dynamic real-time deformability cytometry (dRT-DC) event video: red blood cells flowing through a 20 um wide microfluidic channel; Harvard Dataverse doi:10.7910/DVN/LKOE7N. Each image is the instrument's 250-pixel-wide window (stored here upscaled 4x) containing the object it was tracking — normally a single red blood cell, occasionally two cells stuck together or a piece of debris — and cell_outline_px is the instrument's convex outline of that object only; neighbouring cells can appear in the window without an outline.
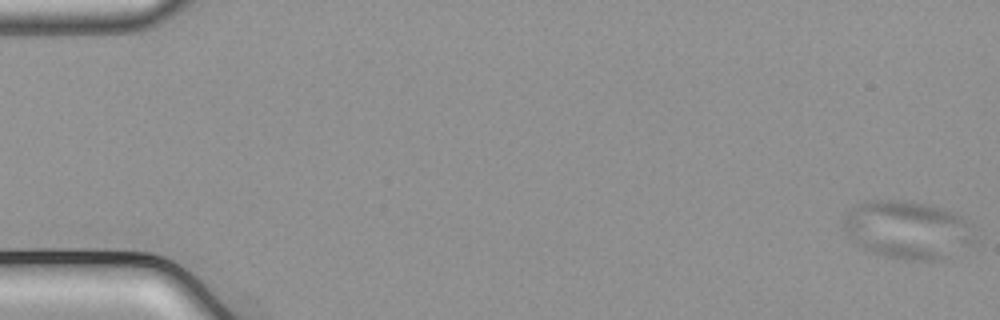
{"species": "common noctule bat (a hibernating species)", "species_latin": "Nyctalus noctula", "temperature_condition": "cold", "stored_images_in_passage": 55, "camera_frame_rate_fps": 3000, "um_per_image_px": 0.085, "animal": {"sex": "male", "body_mass_g": 21.5, "forearm_length_mm": 52.0}, "frame": {"image": 1, "passage_image": 1, "time_ms": 0.0, "image_size_px": [1000, 320], "cell_outline_px": [[976, 244], [944, 260], [912, 260], [884, 256], [872, 252], [856, 244], [844, 228], [844, 216], [856, 204], [864, 200], [904, 200], [928, 204], [944, 208], [956, 212], [968, 220], [972, 224], [976, 240]], "centroid_in_image_um": [77.24, 19.53], "position_along_channel_um": 7.8, "area_um2": 45.14}}
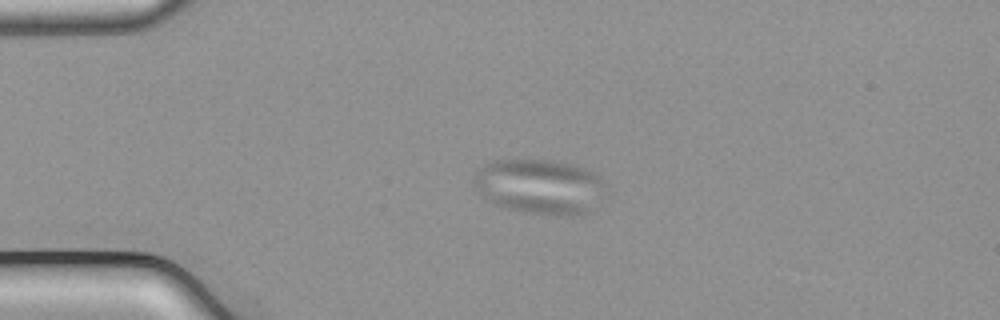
{"frame": {"image": 2, "passage_image": 14, "time_ms": 4.333, "image_size_px": [1000, 320], "cell_outline_px": [[612, 192], [596, 208], [580, 216], [552, 216], [524, 212], [504, 208], [492, 204], [476, 192], [476, 172], [484, 164], [492, 160], [552, 160], [572, 164], [584, 168], [600, 176]], "centroid_in_image_um": [46.0, 15.9], "position_along_channel_um": 39.0, "area_um2": 43.64}}
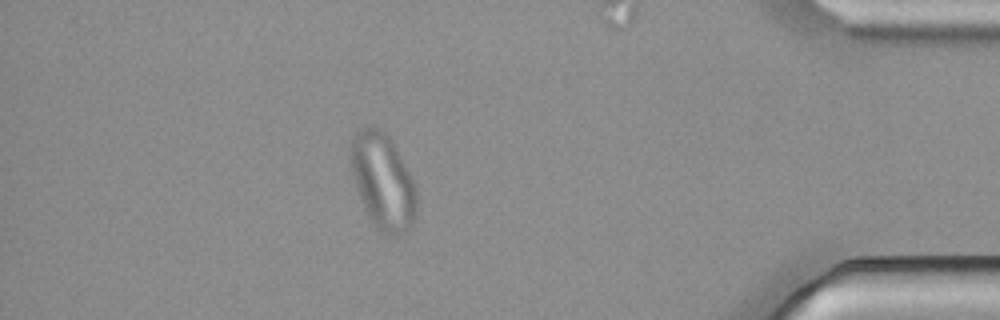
{"frame": {"image": 3, "passage_image": 49, "time_ms": 16.0, "image_size_px": [1000, 320], "cell_outline_px": [[416, 212], [412, 224], [400, 236], [388, 236], [380, 232], [368, 216], [364, 208], [356, 188], [348, 156], [352, 132], [356, 128], [380, 128], [392, 140], [416, 188]], "centroid_in_image_um": [32.5, 15.4], "position_along_channel_um": 402.7, "area_um2": 36.99}}